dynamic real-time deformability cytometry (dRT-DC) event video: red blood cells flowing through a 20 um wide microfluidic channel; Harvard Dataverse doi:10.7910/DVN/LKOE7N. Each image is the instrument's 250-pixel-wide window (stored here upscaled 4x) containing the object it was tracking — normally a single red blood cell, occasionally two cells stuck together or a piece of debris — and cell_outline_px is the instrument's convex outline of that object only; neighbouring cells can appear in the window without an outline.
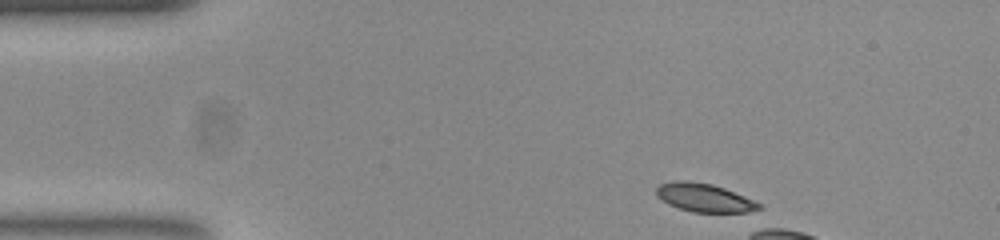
{"species": "common noctule bat (a hibernating species)", "species_latin": "Nyctalus noctula", "temperature_condition": "room temperature", "stored_images_in_passage": 7, "camera_frame_rate_fps": 3000, "um_per_image_px": 0.085, "animal": {"sex": "female", "body_mass_g": 23.0, "forearm_length_mm": 53.4}, "frame": {"image": 1, "passage_image": 1, "time_ms": 0.0, "image_size_px": [1000, 240], "cell_outline_px": [[764, 208], [748, 212], [692, 212], [668, 204], [656, 196], [656, 188], [660, 184], [672, 180], [688, 180], [712, 184], [724, 188], [764, 204]], "centroid_in_image_um": [59.88, 16.8], "position_along_channel_um": 25.1, "area_um2": 17.17}}